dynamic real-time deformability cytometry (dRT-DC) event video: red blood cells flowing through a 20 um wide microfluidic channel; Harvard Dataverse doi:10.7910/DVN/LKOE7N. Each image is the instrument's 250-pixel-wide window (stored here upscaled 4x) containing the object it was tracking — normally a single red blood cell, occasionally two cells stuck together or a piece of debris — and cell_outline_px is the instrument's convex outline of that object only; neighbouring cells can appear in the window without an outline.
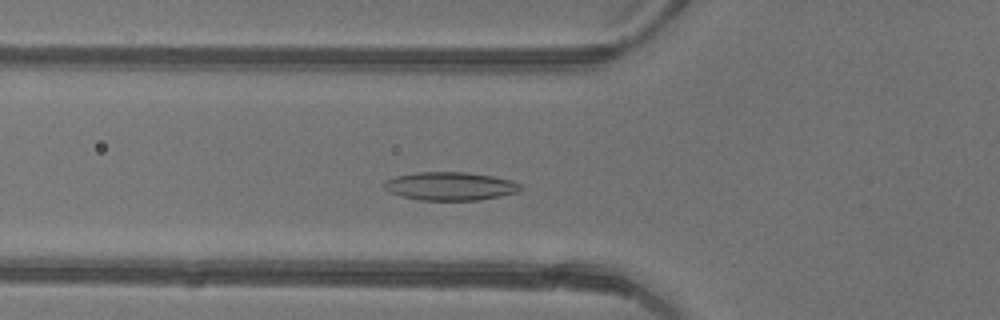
{"species": "common noctule bat (a hibernating species)", "species_latin": "Nyctalus noctula", "temperature_condition": "warm", "stored_images_in_passage": 43, "camera_frame_rate_fps": 3000, "um_per_image_px": 0.085, "animal": {"sex": "female"}, "frame": {"image": 1, "passage_image": 13, "time_ms": 4.0, "image_size_px": [1000, 320], "cell_outline_px": [[524, 188], [516, 192], [500, 196], [480, 200], [420, 200], [400, 196], [388, 192], [384, 188], [384, 180], [396, 176], [416, 172], [464, 172], [492, 176], [512, 180], [520, 184]], "centroid_in_image_um": [38.24, 15.82], "position_along_channel_um": 87.6, "area_um2": 22.6}}
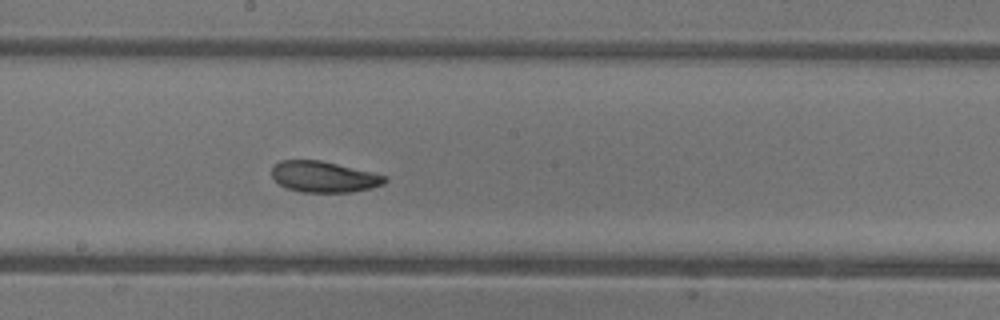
{"frame": {"image": 2, "passage_image": 22, "time_ms": 7.0, "image_size_px": [1000, 320], "cell_outline_px": [[388, 180], [384, 184], [372, 188], [352, 192], [300, 192], [288, 188], [280, 184], [272, 176], [272, 168], [280, 160], [320, 160], [388, 176]], "centroid_in_image_um": [27.56, 15.03], "position_along_channel_um": 220.6, "area_um2": 20.35}}
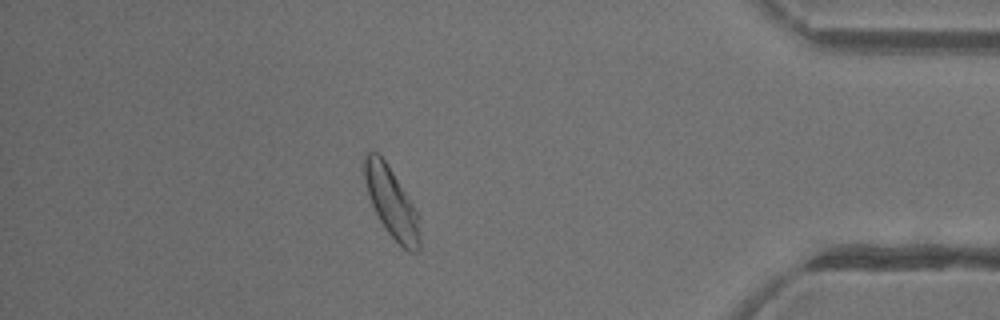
{"frame": {"image": 3, "passage_image": 37, "time_ms": 12.0, "image_size_px": [1000, 320], "cell_outline_px": [[420, 248], [416, 252], [408, 252], [388, 232], [380, 220], [368, 196], [364, 180], [364, 156], [368, 152], [376, 152], [384, 160], [392, 172], [412, 204], [416, 212], [420, 232]], "centroid_in_image_um": [33.26, 17.23], "position_along_channel_um": 401.9, "area_um2": 21.85}, "authors_computed_cell_mechanics": {"area_um2": 21.8484, "velocity_mm_per_s": 4.424, "shape_relaxation_time_tau1_ms": 3.1292, "shape_relaxation_time_tau2_ms": 2.9412, "deformation_change_tau1": 0.1058, "deformation_change_tau2": 0.0912}}